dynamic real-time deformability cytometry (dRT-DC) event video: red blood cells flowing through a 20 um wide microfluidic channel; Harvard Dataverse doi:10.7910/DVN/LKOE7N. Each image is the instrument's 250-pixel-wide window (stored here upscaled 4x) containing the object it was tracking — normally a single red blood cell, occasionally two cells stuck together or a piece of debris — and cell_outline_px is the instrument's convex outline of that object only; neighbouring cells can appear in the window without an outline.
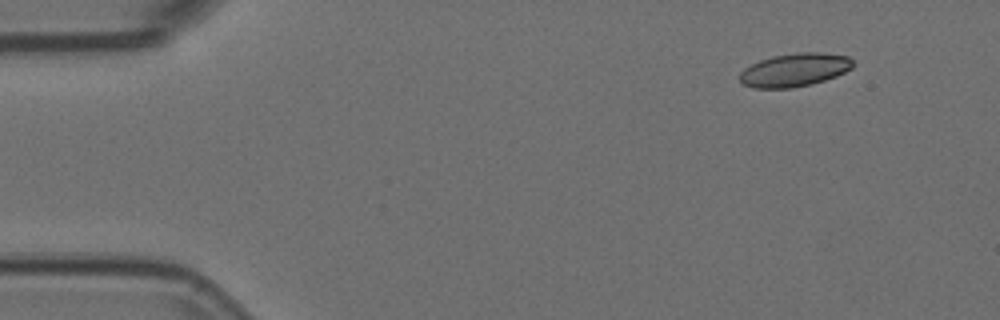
{"species": "Egyptian fruit bat (a non-hibernating species)", "species_latin": "Rousettus aegyptiacus", "temperature_condition": "room temperature", "stored_images_in_passage": 50, "camera_frame_rate_fps": 3000, "um_per_image_px": 0.085, "animal": {"sex": "female"}, "frame": {"image": 1, "passage_image": 1, "time_ms": 0.0, "image_size_px": [1000, 320], "cell_outline_px": [[856, 64], [852, 68], [836, 76], [812, 84], [792, 88], [752, 88], [740, 84], [740, 72], [744, 68], [760, 60], [772, 56], [796, 52], [820, 52], [848, 56]], "centroid_in_image_um": [67.53, 5.94], "position_along_channel_um": 17.5, "area_um2": 22.2}}
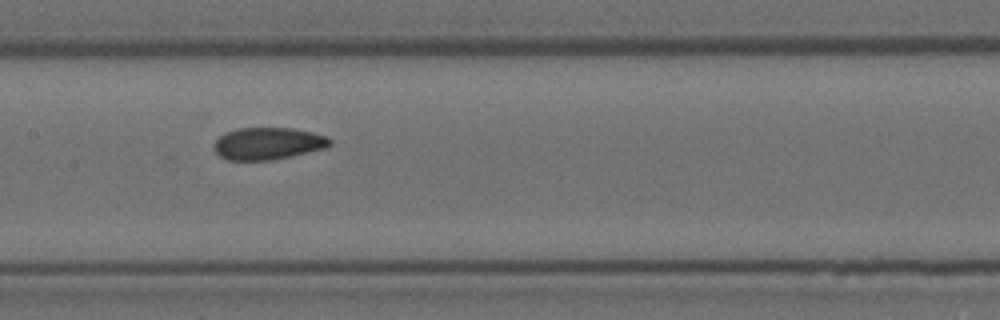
{"frame": {"image": 2, "passage_image": 22, "time_ms": 7.0, "image_size_px": [1000, 320], "cell_outline_px": [[332, 144], [328, 148], [292, 156], [272, 160], [228, 160], [220, 156], [212, 148], [212, 144], [224, 132], [236, 128], [292, 128], [312, 132], [328, 136], [332, 140]], "centroid_in_image_um": [22.79, 12.2], "position_along_channel_um": 184.6, "area_um2": 22.08}}
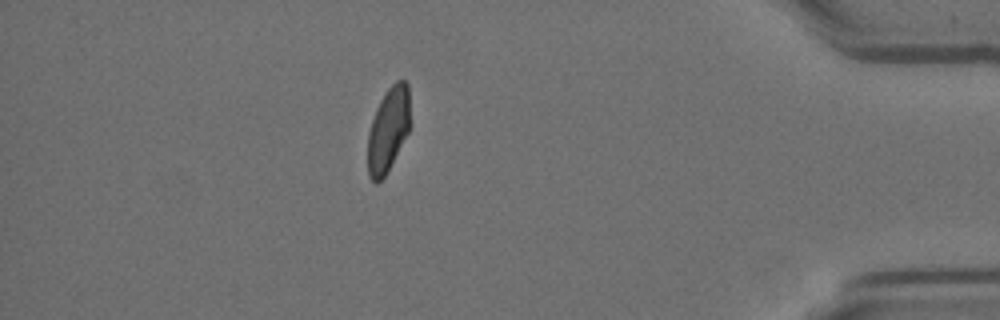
{"frame": {"image": 3, "passage_image": 43, "time_ms": 14.0, "image_size_px": [1000, 320], "cell_outline_px": [[412, 124], [408, 132], [384, 176], [376, 184], [368, 176], [368, 132], [376, 108], [380, 100], [388, 88], [396, 80], [404, 80], [408, 84]], "centroid_in_image_um": [33.02, 10.96], "position_along_channel_um": 402.2, "area_um2": 20.98}, "authors_computed_cell_mechanics": {"area_um2": 22.2241, "velocity_mm_per_s": 3.762, "shape_relaxation_time_tau1_ms": null, "shape_relaxation_time_tau2_ms": 2.0975, "deformation_change_tau1": null, "deformation_change_tau2": 0.0487}}